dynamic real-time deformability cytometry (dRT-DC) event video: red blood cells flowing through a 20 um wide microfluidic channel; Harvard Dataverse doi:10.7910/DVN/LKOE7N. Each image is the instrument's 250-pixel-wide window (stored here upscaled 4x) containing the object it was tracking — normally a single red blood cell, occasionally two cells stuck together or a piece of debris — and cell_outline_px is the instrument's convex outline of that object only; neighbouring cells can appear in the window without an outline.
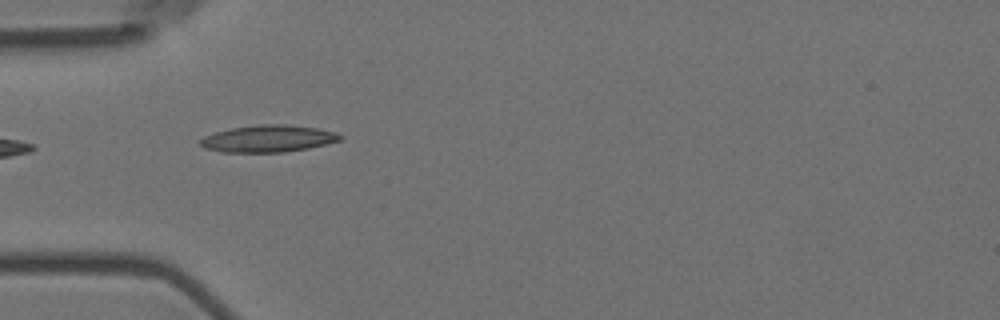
{"species": "Egyptian fruit bat (a non-hibernating species)", "species_latin": "Rousettus aegyptiacus", "temperature_condition": "room temperature", "stored_images_in_passage": 10, "camera_frame_rate_fps": 3000, "um_per_image_px": 0.085, "animal": {"sex": "female"}, "frame": {"image": 1, "passage_image": 5, "time_ms": 1.333, "image_size_px": [1000, 320], "cell_outline_px": [[344, 136], [340, 140], [328, 144], [308, 148], [284, 152], [220, 152], [204, 148], [200, 144], [200, 140], [204, 136], [216, 132], [232, 128], [260, 124], [284, 124], [316, 128], [336, 132]], "centroid_in_image_um": [22.81, 11.79], "position_along_channel_um": 62.2, "area_um2": 21.96}}
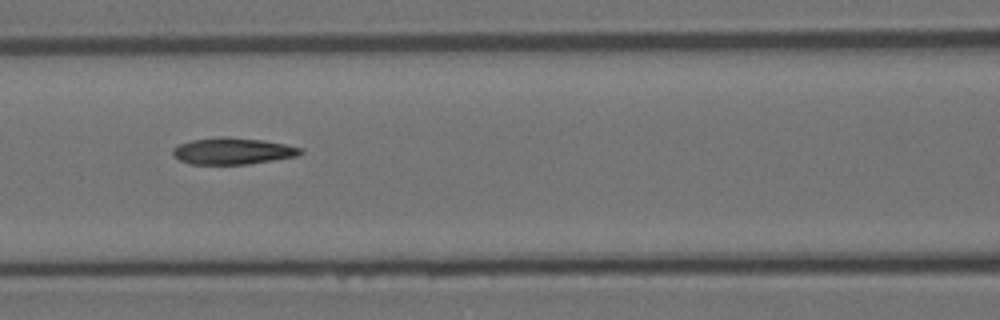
{"frame": {"image": 2, "passage_image": 7, "time_ms": 2.0, "image_size_px": [1000, 320], "cell_outline_px": [[304, 152], [296, 156], [248, 164], [188, 164], [172, 156], [172, 148], [180, 144], [192, 140], [220, 136], [228, 136], [264, 140], [304, 148]], "centroid_in_image_um": [19.76, 12.83], "position_along_channel_um": 146.8, "area_um2": 19.94}}
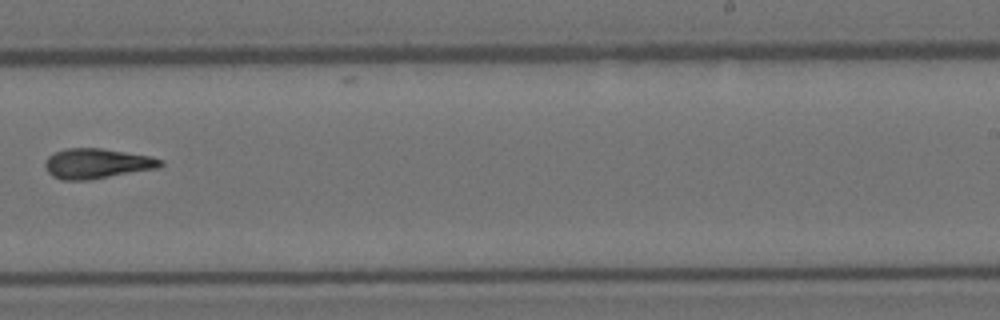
{"frame": {"image": 3, "passage_image": 10, "time_ms": 3.0, "image_size_px": [1000, 320], "cell_outline_px": [[164, 164], [160, 168], [88, 180], [60, 180], [52, 176], [48, 172], [44, 164], [48, 156], [56, 152], [68, 148], [100, 148], [148, 156], [164, 160]], "centroid_in_image_um": [8.24, 13.91], "position_along_channel_um": 280.8, "area_um2": 20.17}}